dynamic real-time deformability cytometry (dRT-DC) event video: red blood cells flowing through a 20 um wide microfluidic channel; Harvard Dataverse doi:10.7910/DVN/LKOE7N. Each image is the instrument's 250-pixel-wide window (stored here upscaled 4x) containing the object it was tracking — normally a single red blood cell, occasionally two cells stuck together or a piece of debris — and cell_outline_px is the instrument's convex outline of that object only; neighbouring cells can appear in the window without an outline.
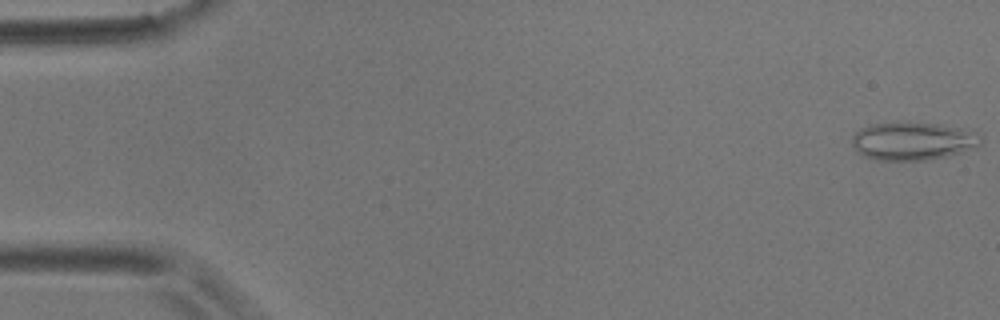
{"species": "common noctule bat (a hibernating species)", "species_latin": "Nyctalus noctula", "temperature_condition": "room temperature", "stored_images_in_passage": 54, "camera_frame_rate_fps": 3000, "um_per_image_px": 0.085, "animal": {"sex": "male", "body_mass_g": 17.9}, "frame": {"image": 1, "passage_image": 1, "time_ms": 0.0, "image_size_px": [1000, 320], "cell_outline_px": [[984, 140], [976, 148], [928, 160], [876, 160], [864, 156], [852, 144], [852, 136], [860, 128], [868, 124], [900, 120], [940, 124], [960, 128], [976, 132], [984, 136]], "centroid_in_image_um": [77.61, 11.95], "position_along_channel_um": 7.4, "area_um2": 29.19}}
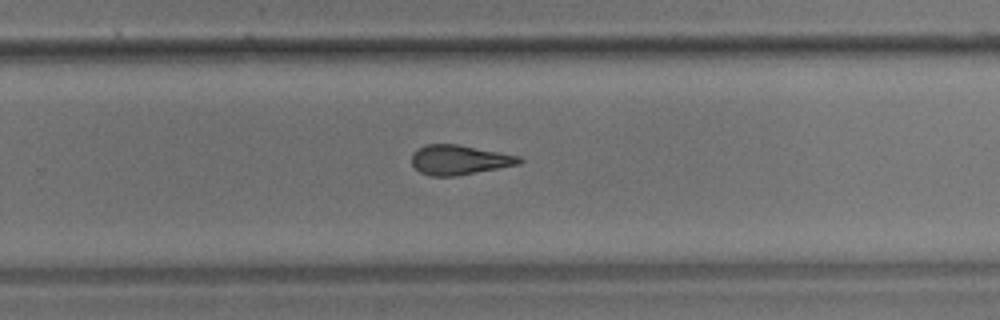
{"frame": {"image": 2, "passage_image": 35, "time_ms": 11.333, "image_size_px": [1000, 320], "cell_outline_px": [[524, 160], [520, 164], [456, 176], [432, 176], [420, 172], [412, 164], [412, 152], [416, 148], [428, 144], [456, 144], [520, 156]], "centroid_in_image_um": [39.03, 13.59], "position_along_channel_um": 290.8, "area_um2": 18.55}}
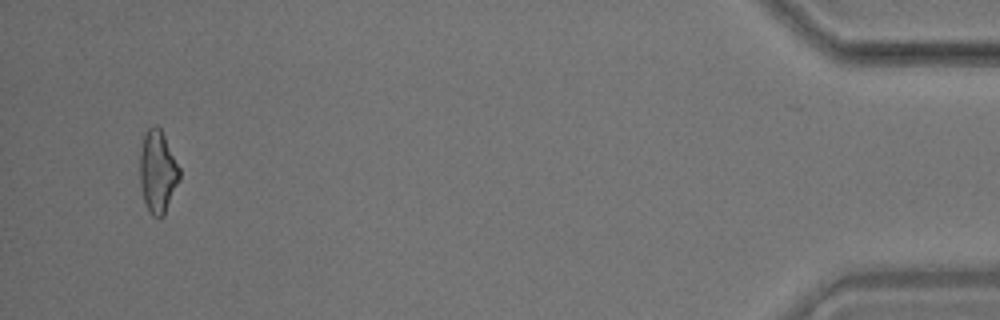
{"frame": {"image": 3, "passage_image": 52, "time_ms": 17.0, "image_size_px": [1000, 320], "cell_outline_px": [[180, 180], [164, 216], [160, 220], [156, 220], [148, 212], [144, 200], [140, 184], [140, 152], [144, 136], [148, 128], [156, 124], [160, 128], [180, 168]], "centroid_in_image_um": [13.41, 14.67], "position_along_channel_um": 421.8, "area_um2": 19.25}, "authors_computed_cell_mechanics": {"area_um2": 19.3052, "velocity_mm_per_s": 3.6858, "shape_relaxation_time_tau1_ms": null, "shape_relaxation_time_tau2_ms": 2.7678, "deformation_change_tau1": null, "deformation_change_tau2": 0.1319}}